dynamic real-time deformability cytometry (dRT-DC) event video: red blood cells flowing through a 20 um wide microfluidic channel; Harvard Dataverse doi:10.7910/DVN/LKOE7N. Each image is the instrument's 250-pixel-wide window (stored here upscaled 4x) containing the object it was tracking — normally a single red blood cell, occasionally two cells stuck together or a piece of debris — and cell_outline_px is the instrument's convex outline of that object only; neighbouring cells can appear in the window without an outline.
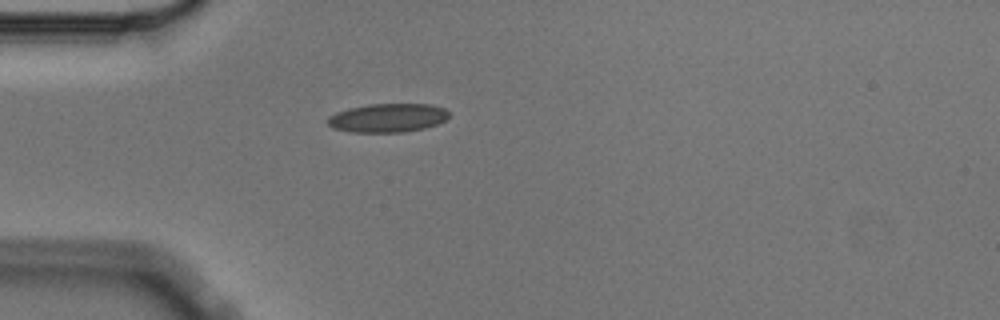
{"species": "Egyptian fruit bat (a non-hibernating species)", "species_latin": "Rousettus aegyptiacus", "temperature_condition": "cold", "stored_images_in_passage": 1, "camera_frame_rate_fps": 3000, "um_per_image_px": 0.085, "animal": {"sex": "male"}, "frame": {"image": 1, "passage_image": 1, "time_ms": 0.0, "image_size_px": [1000, 320], "cell_outline_px": [[448, 116], [444, 120], [436, 124], [424, 128], [404, 132], [352, 132], [332, 128], [328, 124], [328, 116], [336, 112], [348, 108], [368, 104], [432, 104], [444, 108], [448, 112]], "centroid_in_image_um": [32.93, 10.01], "position_along_channel_um": 52.1, "area_um2": 20.29}}